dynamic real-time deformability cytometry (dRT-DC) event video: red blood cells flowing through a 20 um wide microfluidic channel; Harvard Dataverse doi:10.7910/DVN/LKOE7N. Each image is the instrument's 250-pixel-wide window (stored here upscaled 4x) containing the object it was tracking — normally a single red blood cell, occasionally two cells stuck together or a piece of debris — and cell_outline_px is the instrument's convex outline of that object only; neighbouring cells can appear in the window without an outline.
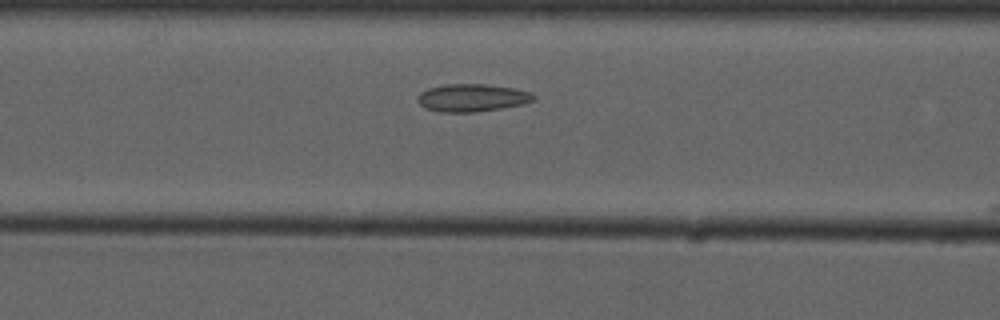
{"species": "common noctule bat (a hibernating species)", "species_latin": "Nyctalus noctula", "temperature_condition": "cold", "stored_images_in_passage": 5, "segment_of_instrument_passage": [2, 2], "camera_frame_rate_fps": 3000, "um_per_image_px": 0.085, "animal": {"sex": "male", "forearm_length_mm": 52.5}, "frame": {"image": 1, "passage_image": 5, "time_ms": 4.667, "image_size_px": [1000, 320], "cell_outline_px": [[536, 100], [524, 104], [476, 112], [440, 112], [424, 108], [416, 100], [416, 96], [420, 92], [428, 88], [444, 84], [484, 84], [516, 88], [528, 92], [536, 96]], "centroid_in_image_um": [40.1, 8.31], "position_along_channel_um": 126.5, "area_um2": 18.9}}